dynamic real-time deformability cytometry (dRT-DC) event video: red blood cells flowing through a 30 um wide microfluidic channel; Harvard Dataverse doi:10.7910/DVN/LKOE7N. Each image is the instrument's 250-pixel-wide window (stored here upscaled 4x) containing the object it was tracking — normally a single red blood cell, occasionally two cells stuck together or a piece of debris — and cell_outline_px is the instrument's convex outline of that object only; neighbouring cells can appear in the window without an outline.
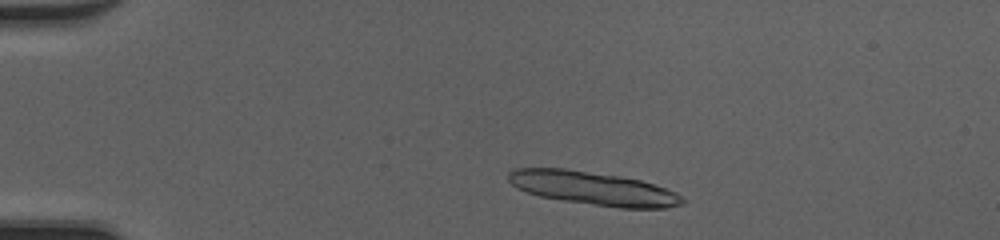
{"species": "common noctule bat (a hibernating species)", "species_latin": "Nyctalus noctula", "temperature_condition": "cold", "stored_images_in_passage": 45, "segment_of_instrument_passage": [1, 2], "camera_frame_rate_fps": 3000, "um_per_image_px": 0.085, "animal": {"sex": "female", "body_mass_g": 20.0, "forearm_length_mm": 54.0}, "frame": {"image": 1, "passage_image": 5, "time_ms": 1.333, "image_size_px": [1000, 240], "cell_outline_px": [[688, 200], [684, 204], [668, 208], [620, 208], [564, 200], [540, 196], [516, 188], [508, 180], [508, 172], [512, 168], [564, 168], [620, 176], [640, 180], [676, 192]], "centroid_in_image_um": [50.44, 16.01], "position_along_channel_um": 34.6, "area_um2": 33.87}}